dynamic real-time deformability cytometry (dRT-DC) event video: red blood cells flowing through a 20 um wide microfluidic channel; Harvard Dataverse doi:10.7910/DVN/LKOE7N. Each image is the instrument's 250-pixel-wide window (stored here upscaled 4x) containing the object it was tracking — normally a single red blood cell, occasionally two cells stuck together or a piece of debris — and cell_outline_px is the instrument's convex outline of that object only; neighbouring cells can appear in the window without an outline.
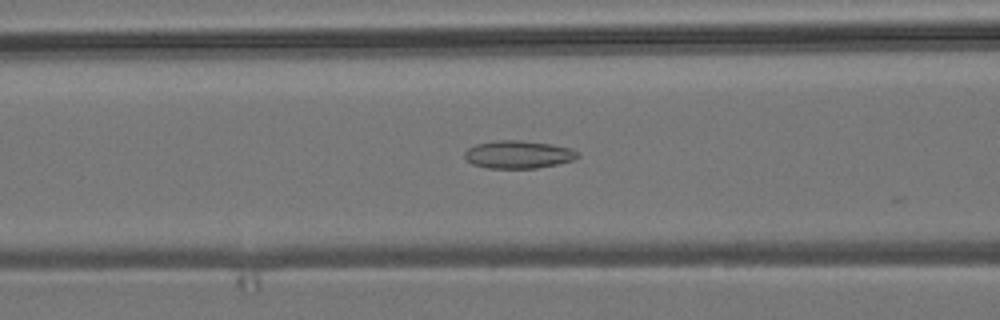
{"species": "common noctule bat (a hibernating species)", "species_latin": "Nyctalus noctula", "temperature_condition": "room temperature", "stored_images_in_passage": 32, "camera_frame_rate_fps": 3000, "um_per_image_px": 0.085, "animal": {"sex": "male", "body_mass_g": 19.2, "forearm_length_mm": 51.8}, "frame": {"image": 1, "passage_image": 10, "time_ms": 3.0, "image_size_px": [1000, 320], "cell_outline_px": [[580, 156], [572, 160], [556, 164], [536, 168], [488, 168], [472, 164], [464, 156], [464, 152], [468, 148], [476, 144], [496, 140], [520, 140], [552, 144], [572, 148], [580, 152]], "centroid_in_image_um": [44.07, 13.12], "position_along_channel_um": 122.5, "area_um2": 18.38}}
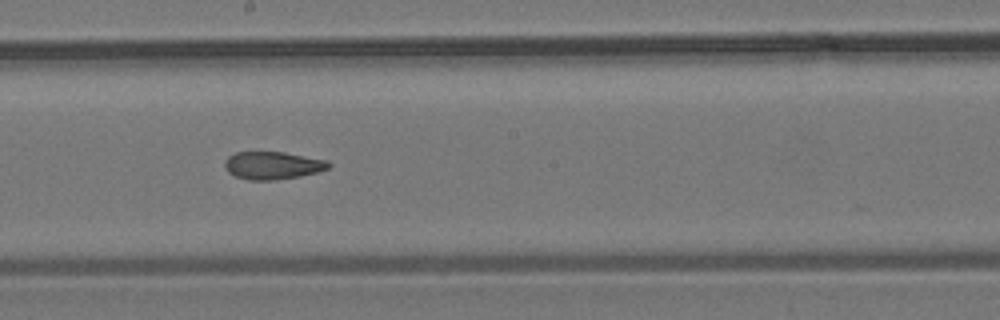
{"frame": {"image": 2, "passage_image": 18, "time_ms": 5.667, "image_size_px": [1000, 320], "cell_outline_px": [[332, 164], [328, 168], [316, 172], [300, 176], [272, 180], [248, 180], [236, 176], [228, 172], [224, 168], [224, 160], [228, 156], [236, 152], [284, 152], [328, 160]], "centroid_in_image_um": [23.16, 14.05], "position_along_channel_um": 225.0, "area_um2": 16.82}}
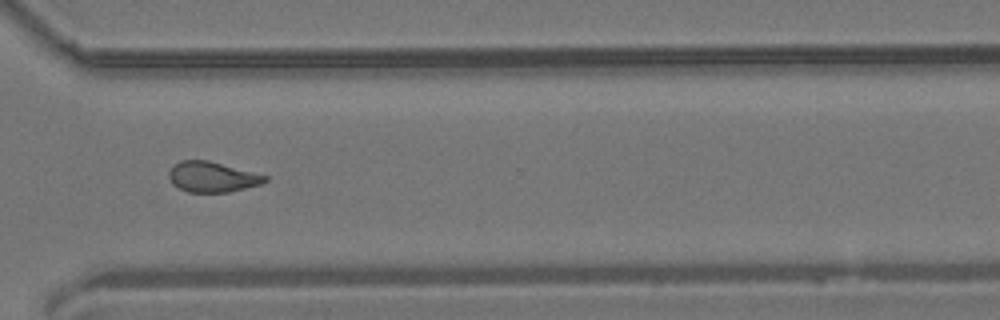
{"frame": {"image": 3, "passage_image": 28, "time_ms": 9.0, "image_size_px": [1000, 320], "cell_outline_px": [[268, 180], [260, 184], [228, 192], [188, 192], [172, 184], [168, 176], [168, 172], [180, 160], [208, 160], [268, 176]], "centroid_in_image_um": [18.02, 15.04], "position_along_channel_um": 352.6, "area_um2": 16.82}, "authors_computed_cell_mechanics": {"area_um2": 17.3111, "velocity_mm_per_s": 3.8292, "shape_relaxation_time_tau1_ms": null, "shape_relaxation_time_tau2_ms": 2.3482, "deformation_change_tau1": null, "deformation_change_tau2": 0.0903}}